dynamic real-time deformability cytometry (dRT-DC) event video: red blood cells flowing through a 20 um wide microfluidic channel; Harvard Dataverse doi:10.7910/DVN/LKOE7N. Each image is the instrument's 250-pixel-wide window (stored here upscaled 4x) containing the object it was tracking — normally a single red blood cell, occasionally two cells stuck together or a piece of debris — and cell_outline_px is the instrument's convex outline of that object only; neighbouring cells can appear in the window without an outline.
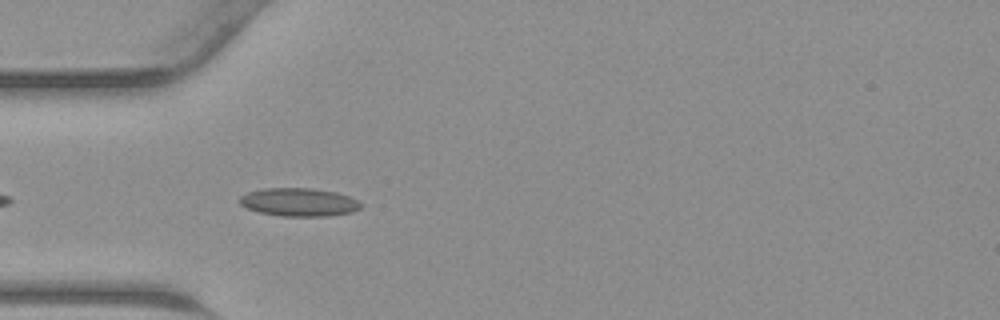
{"species": "common noctule bat (a hibernating species)", "species_latin": "Nyctalus noctula", "temperature_condition": "warm", "stored_images_in_passage": 6, "camera_frame_rate_fps": 3000, "um_per_image_px": 0.085, "animal": {"sex": "male", "body_mass_g": 23.1, "forearm_length_mm": 52.7}, "frame": {"image": 1, "passage_image": 3, "time_ms": 0.667, "image_size_px": [1000, 320], "cell_outline_px": [[364, 204], [360, 208], [352, 212], [328, 216], [280, 216], [260, 212], [248, 208], [240, 204], [236, 200], [240, 196], [248, 192], [264, 188], [312, 188], [336, 192], [348, 196]], "centroid_in_image_um": [25.4, 17.18], "position_along_channel_um": 59.6, "area_um2": 20.0}}